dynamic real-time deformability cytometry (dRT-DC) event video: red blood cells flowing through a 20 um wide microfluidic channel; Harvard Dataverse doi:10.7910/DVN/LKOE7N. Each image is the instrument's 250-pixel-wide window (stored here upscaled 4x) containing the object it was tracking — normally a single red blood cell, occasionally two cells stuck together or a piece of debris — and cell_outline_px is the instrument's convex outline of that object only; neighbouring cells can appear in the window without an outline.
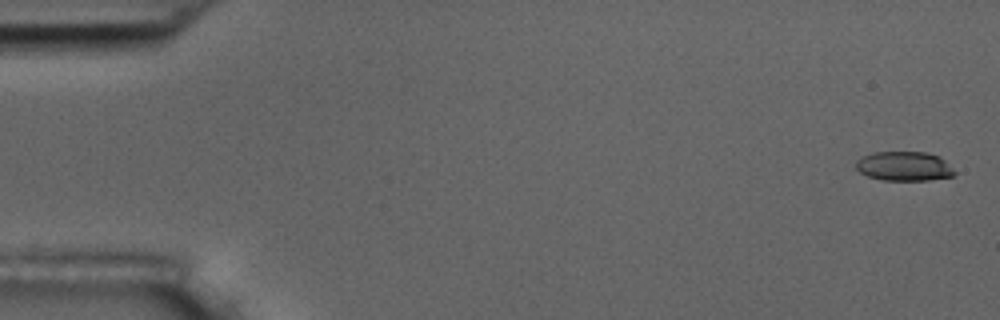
{"species": "common noctule bat (a hibernating species)", "species_latin": "Nyctalus noctula", "temperature_condition": "room temperature", "stored_images_in_passage": 5, "camera_frame_rate_fps": 3000, "um_per_image_px": 0.085, "animal": {"sex": "male", "body_mass_g": 17.5, "forearm_length_mm": 52.3}, "frame": {"image": 1, "passage_image": 1, "time_ms": 0.0, "image_size_px": [1000, 320], "cell_outline_px": [[956, 176], [928, 180], [884, 180], [868, 176], [860, 172], [856, 168], [856, 160], [860, 156], [872, 152], [928, 152], [940, 156], [956, 172]], "centroid_in_image_um": [76.86, 14.12], "position_along_channel_um": 8.1, "area_um2": 17.05}}